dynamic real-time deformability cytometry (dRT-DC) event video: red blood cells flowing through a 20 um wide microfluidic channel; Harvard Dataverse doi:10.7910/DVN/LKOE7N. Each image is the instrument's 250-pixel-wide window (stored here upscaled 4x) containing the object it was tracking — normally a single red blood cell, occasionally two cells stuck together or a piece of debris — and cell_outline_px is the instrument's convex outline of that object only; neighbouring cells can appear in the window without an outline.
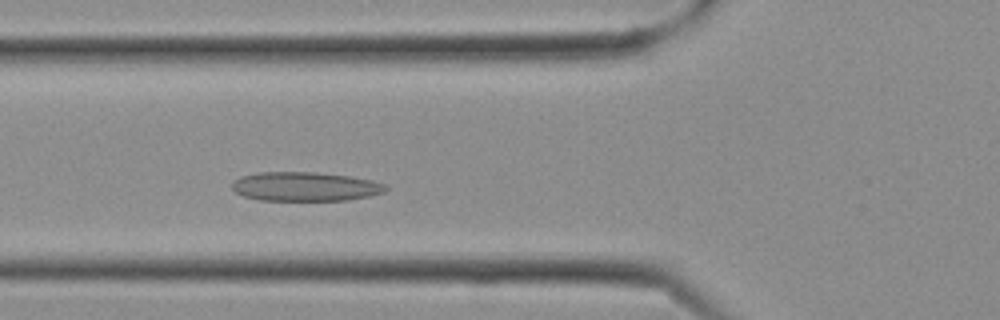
{"species": "Egyptian fruit bat (a non-hibernating species)", "species_latin": "Rousettus aegyptiacus", "temperature_condition": "cold", "stored_images_in_passage": 8, "camera_frame_rate_fps": 3000, "um_per_image_px": 0.085, "frame": {"image": 1, "passage_image": 8, "time_ms": 2.333, "image_size_px": [1000, 320], "cell_outline_px": [[388, 188], [384, 192], [368, 196], [348, 200], [260, 200], [244, 196], [236, 192], [232, 188], [232, 184], [240, 176], [256, 172], [316, 172], [348, 176], [372, 180], [384, 184]], "centroid_in_image_um": [25.93, 15.85], "position_along_channel_um": 99.9, "area_um2": 25.95}}